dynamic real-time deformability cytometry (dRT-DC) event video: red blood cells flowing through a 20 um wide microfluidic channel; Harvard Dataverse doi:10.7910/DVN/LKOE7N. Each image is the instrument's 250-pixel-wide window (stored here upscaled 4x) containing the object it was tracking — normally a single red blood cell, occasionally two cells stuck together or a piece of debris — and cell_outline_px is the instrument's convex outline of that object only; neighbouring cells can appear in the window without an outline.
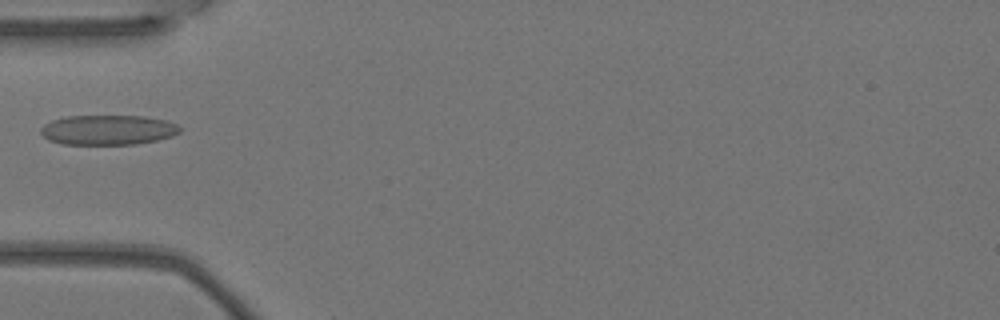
{"species": "Egyptian fruit bat (a non-hibernating species)", "species_latin": "Rousettus aegyptiacus", "temperature_condition": "warm", "stored_images_in_passage": 6, "camera_frame_rate_fps": 3000, "um_per_image_px": 0.085, "animal": {"sex": "female"}, "frame": {"image": 1, "passage_image": 6, "time_ms": 1.667, "image_size_px": [1000, 320], "cell_outline_px": [[180, 132], [172, 136], [156, 140], [136, 144], [60, 144], [48, 140], [40, 132], [40, 128], [44, 124], [52, 120], [64, 116], [144, 116], [168, 120], [176, 124], [180, 128]], "centroid_in_image_um": [9.16, 11.04], "position_along_channel_um": 75.8, "area_um2": 24.33}}